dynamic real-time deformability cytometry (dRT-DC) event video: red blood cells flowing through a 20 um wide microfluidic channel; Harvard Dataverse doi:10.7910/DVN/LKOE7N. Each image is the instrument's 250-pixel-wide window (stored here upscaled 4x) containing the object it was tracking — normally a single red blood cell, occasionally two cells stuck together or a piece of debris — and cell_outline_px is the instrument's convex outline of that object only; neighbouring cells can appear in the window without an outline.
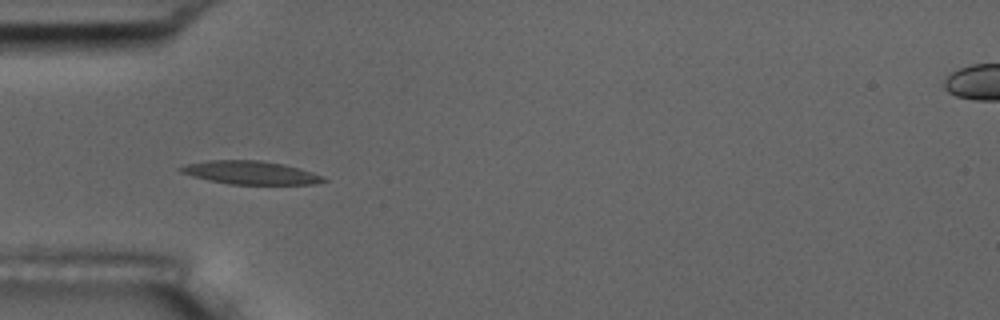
{"species": "common noctule bat (a hibernating species)", "species_latin": "Nyctalus noctula", "temperature_condition": "room temperature", "stored_images_in_passage": 9, "camera_frame_rate_fps": 3000, "um_per_image_px": 0.085, "animal": {"sex": "male", "body_mass_g": 17.5, "forearm_length_mm": 52.3}, "frame": {"image": 1, "passage_image": 4, "time_ms": 3.333, "image_size_px": [1000, 320], "cell_outline_px": [[328, 180], [312, 184], [228, 184], [208, 180], [192, 176], [180, 172], [176, 168], [188, 164], [208, 160], [260, 160], [284, 164], [300, 168], [312, 172]], "centroid_in_image_um": [21.25, 14.67], "position_along_channel_um": 63.8, "area_um2": 19.31}}
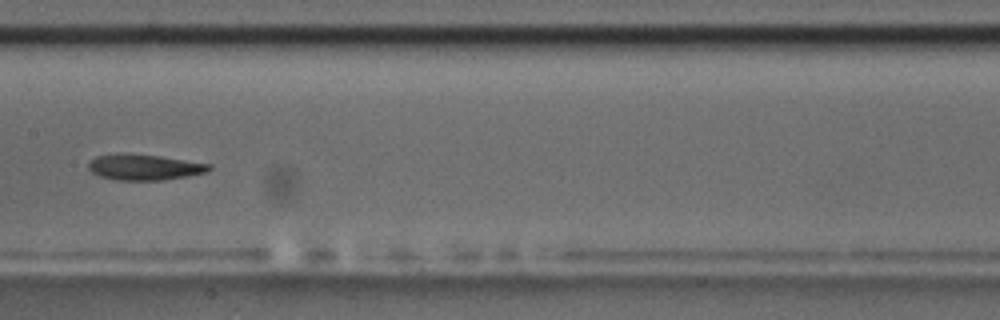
{"frame": {"image": 2, "passage_image": 7, "time_ms": 7.0, "image_size_px": [1000, 320], "cell_outline_px": [[212, 168], [208, 172], [188, 176], [164, 180], [116, 180], [100, 176], [92, 172], [88, 168], [88, 160], [96, 156], [124, 152], [160, 156], [212, 164]], "centroid_in_image_um": [12.26, 14.2], "position_along_channel_um": 195.1, "area_um2": 18.44}}
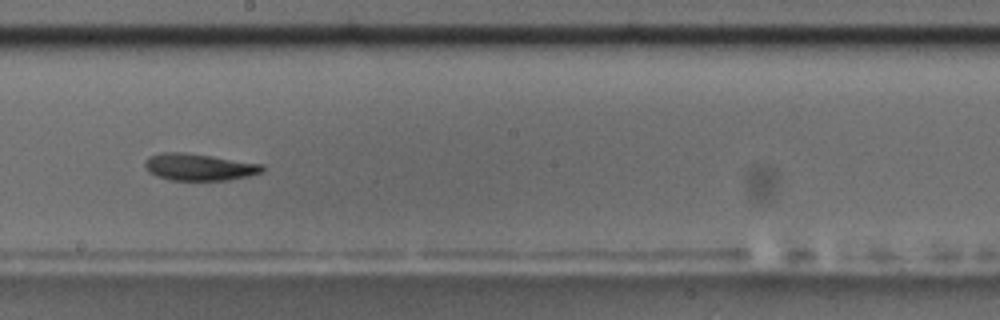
{"frame": {"image": 3, "passage_image": 8, "time_ms": 8.0, "image_size_px": [1000, 320], "cell_outline_px": [[264, 168], [260, 172], [248, 176], [228, 180], [168, 180], [156, 176], [148, 172], [144, 168], [144, 160], [148, 156], [160, 152], [184, 152], [212, 156], [264, 164]], "centroid_in_image_um": [16.85, 14.19], "position_along_channel_um": 231.3, "area_um2": 18.61}}